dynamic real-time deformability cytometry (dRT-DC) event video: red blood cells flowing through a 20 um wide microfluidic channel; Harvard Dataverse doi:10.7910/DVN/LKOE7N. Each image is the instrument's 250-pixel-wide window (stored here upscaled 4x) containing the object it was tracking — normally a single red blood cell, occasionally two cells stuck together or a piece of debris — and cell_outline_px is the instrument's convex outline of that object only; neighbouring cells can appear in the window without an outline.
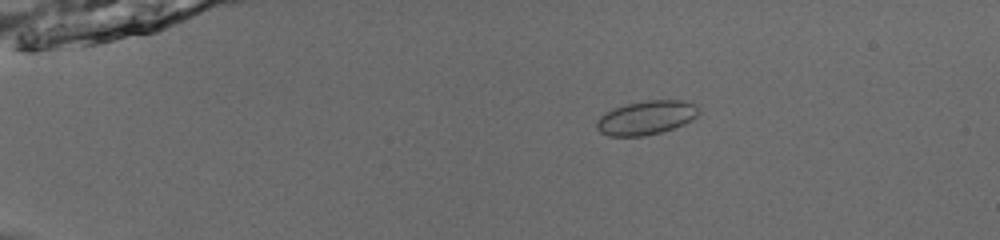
{"species": "common noctule bat (a hibernating species)", "species_latin": "Nyctalus noctula", "temperature_condition": "room temperature", "stored_images_in_passage": 48, "camera_frame_rate_fps": 3000, "um_per_image_px": 0.085, "animal": {"sex": "male", "body_mass_g": 13.0, "forearm_length_mm": 53.1}, "frame": {"image": 1, "passage_image": 6, "time_ms": 1.667, "image_size_px": [1000, 240], "cell_outline_px": [[700, 112], [692, 120], [684, 124], [660, 132], [644, 136], [608, 136], [600, 132], [596, 128], [596, 120], [604, 112], [612, 108], [628, 104], [648, 100], [680, 100], [696, 104]], "centroid_in_image_um": [54.91, 10.0], "position_along_channel_um": 30.1, "area_um2": 20.23}}
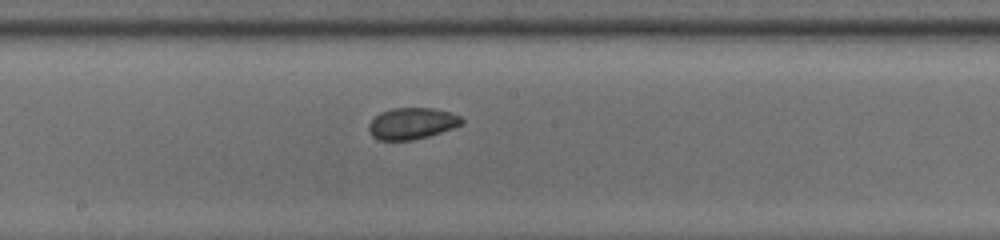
{"frame": {"image": 2, "passage_image": 26, "time_ms": 8.333, "image_size_px": [1000, 240], "cell_outline_px": [[464, 124], [428, 136], [412, 140], [380, 140], [372, 136], [368, 132], [368, 124], [380, 112], [392, 108], [432, 108], [448, 112], [460, 116], [464, 120]], "centroid_in_image_um": [35.0, 10.49], "position_along_channel_um": 213.2, "area_um2": 16.99}}
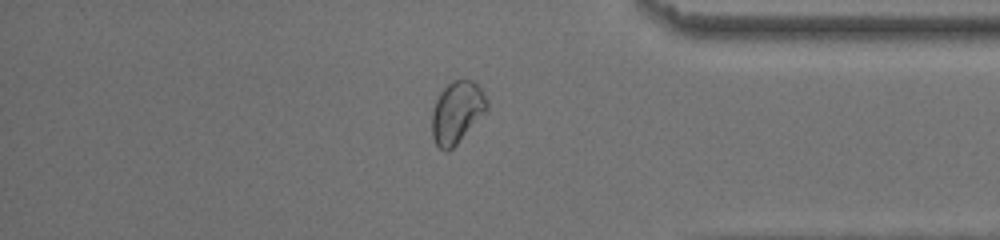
{"frame": {"image": 3, "passage_image": 41, "time_ms": 13.333, "image_size_px": [1000, 240], "cell_outline_px": [[488, 108], [456, 144], [452, 148], [444, 152], [436, 144], [432, 136], [432, 112], [436, 100], [440, 92], [452, 80], [472, 80], [484, 92], [488, 100]], "centroid_in_image_um": [38.83, 9.52], "position_along_channel_um": 396.4, "area_um2": 19.54}, "authors_computed_cell_mechanics": {"area_um2": 18.2937, "velocity_mm_per_s": 3.8977, "shape_relaxation_time_tau1_ms": null, "shape_relaxation_time_tau2_ms": 1.7917, "deformation_change_tau1": null, "deformation_change_tau2": 0.0262}}